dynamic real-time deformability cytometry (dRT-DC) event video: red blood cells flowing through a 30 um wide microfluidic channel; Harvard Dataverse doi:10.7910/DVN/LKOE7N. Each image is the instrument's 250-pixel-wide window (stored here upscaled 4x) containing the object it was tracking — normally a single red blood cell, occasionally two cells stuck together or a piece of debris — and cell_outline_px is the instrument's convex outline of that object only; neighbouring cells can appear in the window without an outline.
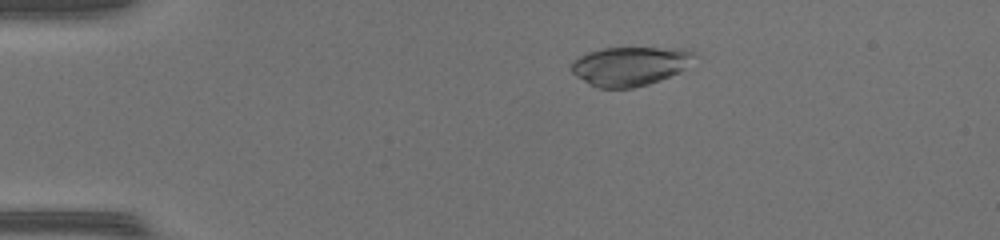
{"species": "common noctule bat (a hibernating species)", "species_latin": "Nyctalus noctula", "temperature_condition": "warm", "stored_images_in_passage": 49, "camera_frame_rate_fps": 3000, "um_per_image_px": 0.085, "animal": {"sex": "female", "body_mass_g": 17.0, "forearm_length_mm": 48.0}, "frame": {"image": 1, "passage_image": 10, "time_ms": 3.0, "image_size_px": [1000, 240], "cell_outline_px": [[696, 56], [680, 72], [660, 80], [648, 84], [632, 88], [600, 88], [588, 84], [576, 76], [572, 72], [572, 64], [580, 56], [588, 52], [600, 48], [684, 48], [696, 52]], "centroid_in_image_um": [53.57, 5.61], "position_along_channel_um": 31.4, "area_um2": 27.92}}
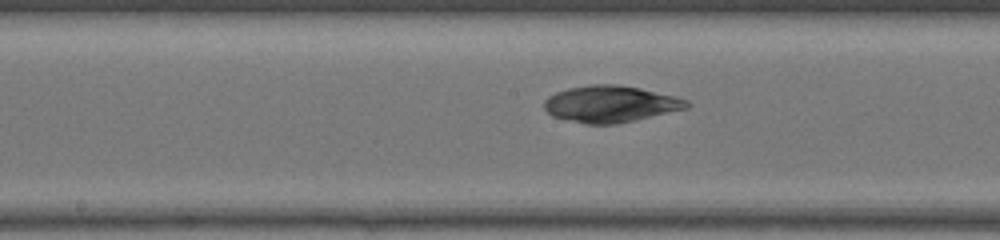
{"frame": {"image": 2, "passage_image": 26, "time_ms": 8.333, "image_size_px": [1000, 240], "cell_outline_px": [[692, 104], [688, 108], [616, 124], [584, 124], [552, 116], [544, 108], [544, 100], [548, 96], [556, 92], [568, 88], [592, 84], [616, 84], [640, 88], [676, 96], [688, 100]], "centroid_in_image_um": [51.9, 8.83], "position_along_channel_um": 196.3, "area_um2": 30.46}}
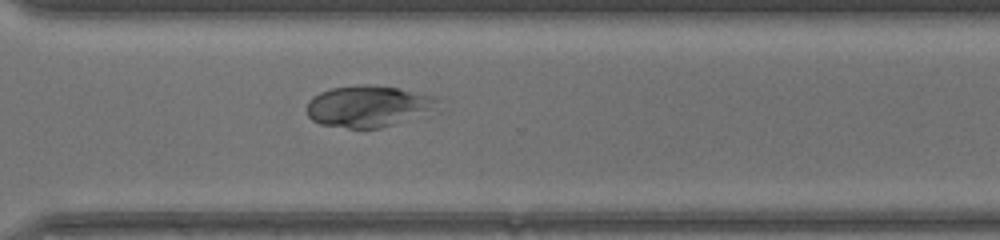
{"frame": {"image": 3, "passage_image": 36, "time_ms": 11.667, "image_size_px": [1000, 240], "cell_outline_px": [[444, 100], [432, 108], [408, 120], [380, 128], [348, 128], [320, 124], [312, 120], [308, 116], [308, 100], [312, 96], [320, 92], [332, 88], [364, 84], [368, 84], [396, 88], [436, 96]], "centroid_in_image_um": [31.27, 9.02], "position_along_channel_um": 339.3, "area_um2": 31.39}}